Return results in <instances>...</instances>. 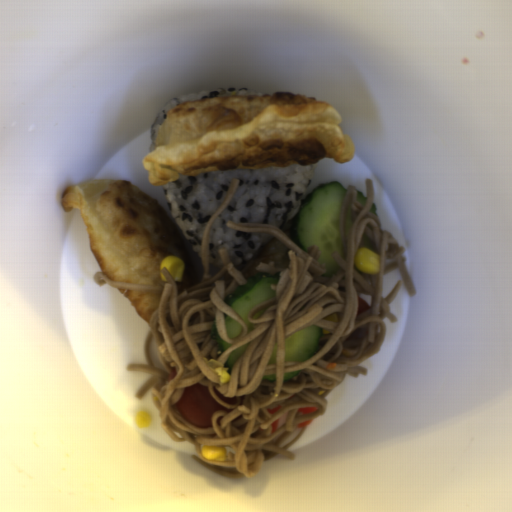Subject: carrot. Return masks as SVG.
<instances>
[{
	"instance_id": "1",
	"label": "carrot",
	"mask_w": 512,
	"mask_h": 512,
	"mask_svg": "<svg viewBox=\"0 0 512 512\" xmlns=\"http://www.w3.org/2000/svg\"><path fill=\"white\" fill-rule=\"evenodd\" d=\"M317 408H314V407H300L298 408V412L303 414V415H306V414H310V413H313V412H317Z\"/></svg>"
},
{
	"instance_id": "2",
	"label": "carrot",
	"mask_w": 512,
	"mask_h": 512,
	"mask_svg": "<svg viewBox=\"0 0 512 512\" xmlns=\"http://www.w3.org/2000/svg\"><path fill=\"white\" fill-rule=\"evenodd\" d=\"M280 419L273 420L270 424L271 432H276L279 428Z\"/></svg>"
}]
</instances>
